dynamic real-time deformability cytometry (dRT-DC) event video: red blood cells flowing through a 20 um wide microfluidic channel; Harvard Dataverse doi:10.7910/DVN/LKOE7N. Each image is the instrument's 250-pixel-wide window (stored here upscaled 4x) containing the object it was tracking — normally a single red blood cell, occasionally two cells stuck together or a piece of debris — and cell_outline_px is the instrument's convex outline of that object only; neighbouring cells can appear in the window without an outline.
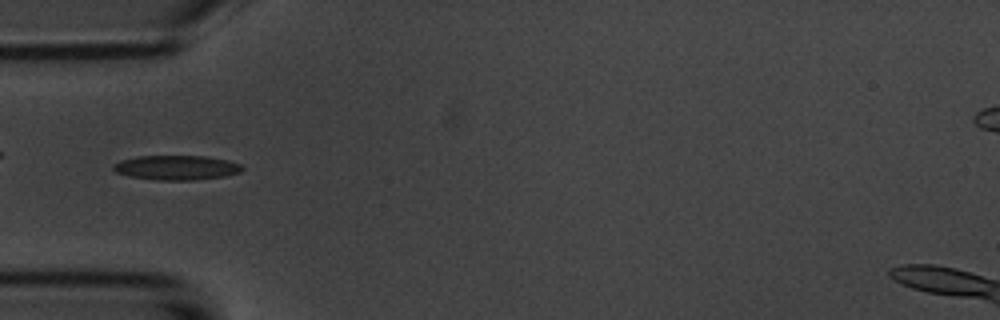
{"species": "common noctule bat (a hibernating species)", "species_latin": "Nyctalus noctula", "temperature_condition": "room temperature", "stored_images_in_passage": 5, "camera_frame_rate_fps": 3000, "um_per_image_px": 0.085, "animal": {"sex": "male", "body_mass_g": 20.1, "forearm_length_mm": 53.5}, "frame": {"image": 1, "passage_image": 2, "time_ms": 1.0, "image_size_px": [1000, 320], "cell_outline_px": [[244, 168], [240, 172], [224, 176], [196, 180], [156, 180], [128, 176], [116, 172], [112, 168], [112, 164], [120, 160], [136, 156], [208, 156], [228, 160], [240, 164]], "centroid_in_image_um": [14.98, 14.24], "position_along_channel_um": 70.0, "area_um2": 18.61}}
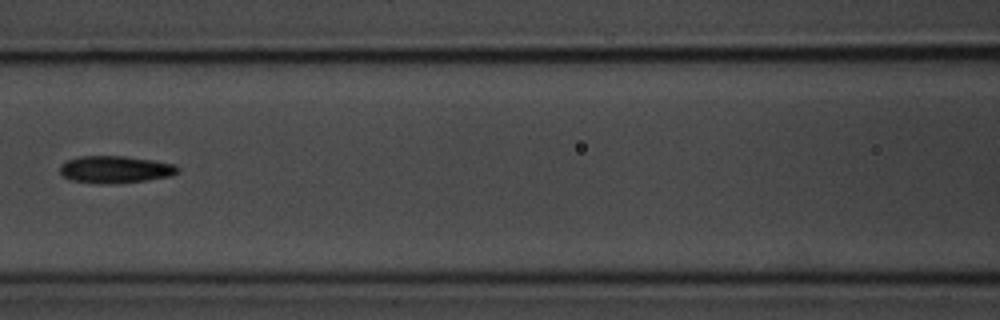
{"frame": {"image": 2, "passage_image": 4, "time_ms": 3.333, "image_size_px": [1000, 320], "cell_outline_px": [[180, 172], [172, 176], [148, 180], [112, 184], [96, 184], [72, 180], [64, 176], [60, 172], [60, 164], [68, 160], [80, 156], [124, 156], [152, 160], [176, 164], [180, 168]], "centroid_in_image_um": [9.84, 14.41], "position_along_channel_um": 156.8, "area_um2": 18.9}}
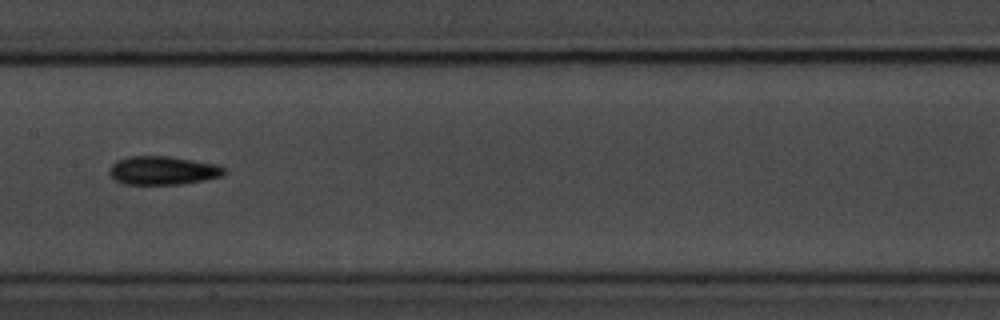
{"frame": {"image": 3, "passage_image": 5, "time_ms": 4.333, "image_size_px": [1000, 320], "cell_outline_px": [[224, 172], [220, 176], [204, 180], [180, 184], [124, 184], [116, 180], [108, 172], [108, 168], [116, 160], [128, 156], [168, 156], [216, 164], [224, 168]], "centroid_in_image_um": [13.78, 14.48], "position_along_channel_um": 193.6, "area_um2": 18.96}}